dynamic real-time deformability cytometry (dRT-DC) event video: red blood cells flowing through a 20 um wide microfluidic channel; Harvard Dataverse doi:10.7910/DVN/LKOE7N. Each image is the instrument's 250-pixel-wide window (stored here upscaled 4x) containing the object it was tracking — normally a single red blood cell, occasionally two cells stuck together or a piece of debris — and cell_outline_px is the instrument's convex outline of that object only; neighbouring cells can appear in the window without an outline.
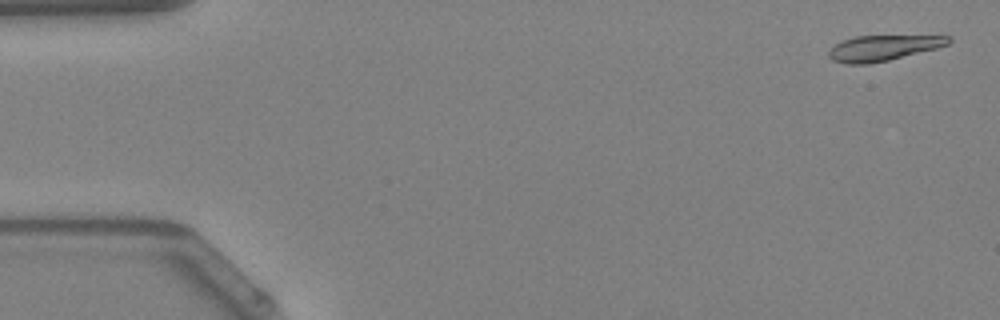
{"species": "Egyptian fruit bat (a non-hibernating species)", "species_latin": "Rousettus aegyptiacus", "temperature_condition": "warm", "stored_images_in_passage": 49, "camera_frame_rate_fps": 3000, "um_per_image_px": 0.085, "animal": {"sex": "female"}, "frame": {"image": 1, "passage_image": 2, "time_ms": 0.333, "image_size_px": [1000, 320], "cell_outline_px": [[952, 40], [948, 44], [936, 48], [888, 60], [868, 64], [848, 64], [832, 60], [828, 56], [828, 52], [836, 44], [844, 40], [856, 36], [948, 36]], "centroid_in_image_um": [75.04, 4.08], "position_along_channel_um": 10.0, "area_um2": 17.46}}
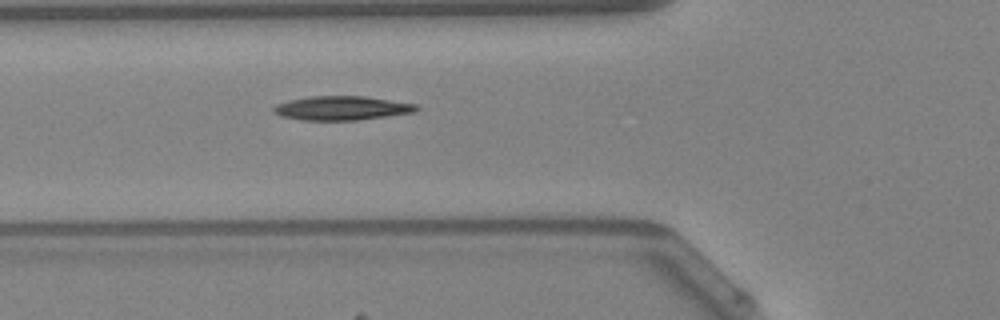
{"frame": {"image": 2, "passage_image": 18, "time_ms": 5.667, "image_size_px": [1000, 320], "cell_outline_px": [[420, 108], [416, 112], [360, 120], [304, 120], [280, 116], [272, 112], [272, 108], [276, 104], [288, 100], [308, 96], [364, 96], [416, 104]], "centroid_in_image_um": [29.03, 9.19], "position_along_channel_um": 96.8, "area_um2": 20.17}}
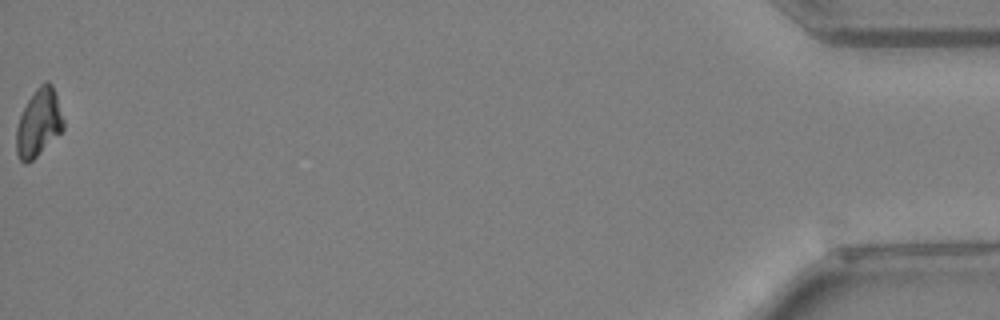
{"frame": {"image": 3, "passage_image": 49, "time_ms": 16.0, "image_size_px": [1000, 320], "cell_outline_px": [[64, 128], [32, 160], [24, 164], [20, 160], [16, 152], [16, 128], [20, 116], [28, 100], [36, 88], [44, 80], [48, 80], [52, 84], [64, 120]], "centroid_in_image_um": [3.28, 10.42], "position_along_channel_um": 431.9, "area_um2": 18.26}, "authors_computed_cell_mechanics": {"area_um2": 19.0162, "velocity_mm_per_s": 4.2261, "shape_relaxation_time_tau1_ms": 5.046, "shape_relaxation_time_tau2_ms": null, "deformation_change_tau1": 0.1591, "deformation_change_tau2": null}}